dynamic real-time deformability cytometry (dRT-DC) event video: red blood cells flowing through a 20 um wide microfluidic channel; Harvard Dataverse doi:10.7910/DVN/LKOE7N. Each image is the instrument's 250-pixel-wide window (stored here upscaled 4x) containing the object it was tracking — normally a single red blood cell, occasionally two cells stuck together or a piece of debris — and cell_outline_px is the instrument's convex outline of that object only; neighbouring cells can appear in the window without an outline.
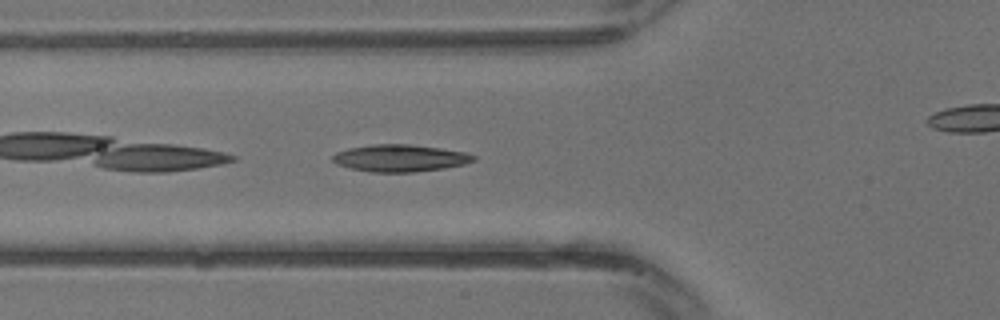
{"species": "common noctule bat (a hibernating species)", "species_latin": "Nyctalus noctula", "temperature_condition": "warm", "stored_images_in_passage": 15, "camera_frame_rate_fps": 3000, "um_per_image_px": 0.085, "animal": {"sex": "male", "body_mass_g": 13.3}, "frame": {"image": 1, "passage_image": 11, "time_ms": 3.333, "image_size_px": [1000, 320], "cell_outline_px": [[476, 160], [464, 164], [444, 168], [412, 172], [372, 172], [352, 168], [336, 164], [332, 160], [332, 156], [336, 152], [348, 148], [372, 144], [408, 144], [440, 148], [464, 152], [476, 156]], "centroid_in_image_um": [33.99, 13.43], "position_along_channel_um": 91.8, "area_um2": 22.14}}